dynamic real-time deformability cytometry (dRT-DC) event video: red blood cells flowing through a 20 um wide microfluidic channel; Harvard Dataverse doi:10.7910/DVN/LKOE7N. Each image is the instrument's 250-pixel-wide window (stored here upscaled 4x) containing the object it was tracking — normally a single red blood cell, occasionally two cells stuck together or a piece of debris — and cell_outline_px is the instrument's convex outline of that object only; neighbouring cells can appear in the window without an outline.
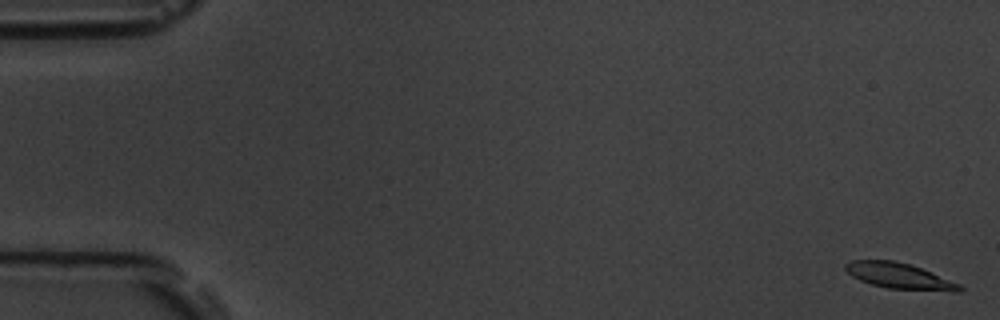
{"species": "common noctule bat (a hibernating species)", "species_latin": "Nyctalus noctula", "temperature_condition": "room temperature", "stored_images_in_passage": 9, "camera_frame_rate_fps": 3000, "um_per_image_px": 0.085, "animal": {"sex": "male", "body_mass_g": 19.5, "forearm_length_mm": 54.6}, "frame": {"image": 1, "passage_image": 1, "time_ms": 0.0, "image_size_px": [1000, 320], "cell_outline_px": [[964, 288], [960, 292], [952, 292], [888, 288], [872, 284], [860, 280], [852, 276], [844, 268], [844, 264], [852, 260], [892, 260], [912, 264], [960, 284]], "centroid_in_image_um": [76.47, 23.46], "position_along_channel_um": 8.5, "area_um2": 17.22}}